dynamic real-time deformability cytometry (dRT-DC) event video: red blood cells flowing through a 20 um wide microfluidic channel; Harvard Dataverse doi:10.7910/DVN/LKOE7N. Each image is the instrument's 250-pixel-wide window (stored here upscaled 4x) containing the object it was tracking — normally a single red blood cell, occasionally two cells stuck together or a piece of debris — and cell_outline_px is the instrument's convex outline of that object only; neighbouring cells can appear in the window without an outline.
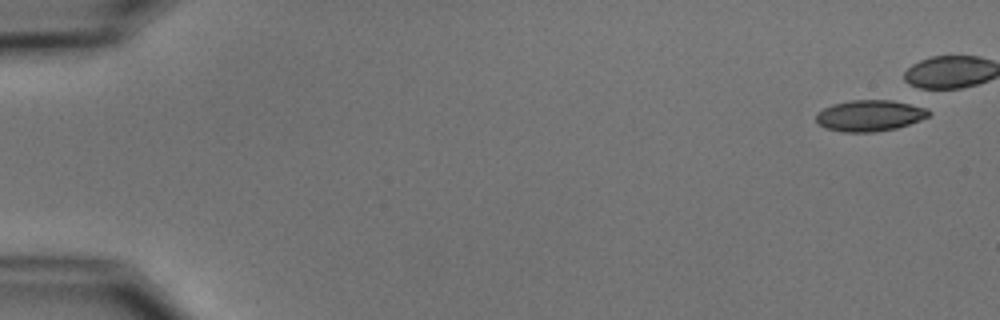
{"species": "common noctule bat (a hibernating species)", "species_latin": "Nyctalus noctula", "temperature_condition": "cold", "stored_images_in_passage": 7, "camera_frame_rate_fps": 3000, "um_per_image_px": 0.085, "animal": {"sex": "male", "body_mass_g": 15.6}, "frame": {"image": 1, "passage_image": 1, "time_ms": 0.0, "image_size_px": [1000, 320], "cell_outline_px": [[932, 112], [928, 116], [920, 120], [896, 128], [876, 132], [844, 132], [824, 128], [816, 120], [816, 112], [832, 104], [852, 100], [892, 100], [920, 104], [928, 108]], "centroid_in_image_um": [73.97, 9.81], "position_along_channel_um": 11.0, "area_um2": 20.81}}
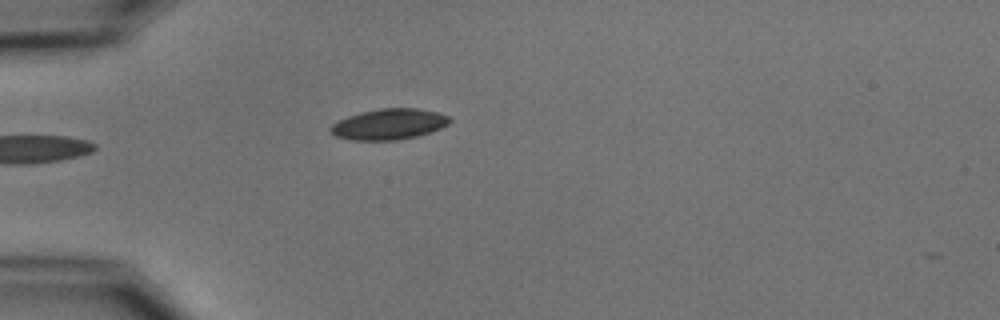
{"frame": {"image": 2, "passage_image": 5, "time_ms": 5.667, "image_size_px": [1000, 320], "cell_outline_px": [[452, 120], [448, 124], [440, 128], [416, 136], [396, 140], [352, 140], [336, 136], [328, 128], [332, 124], [348, 116], [360, 112], [380, 108], [416, 108], [436, 112], [448, 116]], "centroid_in_image_um": [33.04, 10.55], "position_along_channel_um": 52.0, "area_um2": 21.15}}